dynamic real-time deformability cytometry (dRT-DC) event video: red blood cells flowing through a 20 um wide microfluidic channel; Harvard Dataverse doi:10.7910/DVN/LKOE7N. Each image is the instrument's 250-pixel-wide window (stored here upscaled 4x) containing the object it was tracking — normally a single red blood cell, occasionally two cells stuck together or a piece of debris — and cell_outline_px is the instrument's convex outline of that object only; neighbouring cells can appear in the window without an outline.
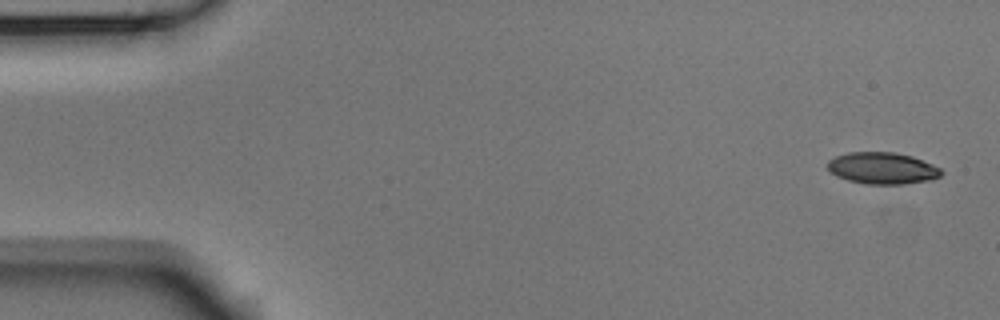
{"species": "Egyptian fruit bat (a non-hibernating species)", "species_latin": "Rousettus aegyptiacus", "temperature_condition": "room temperature", "stored_images_in_passage": 13, "camera_frame_rate_fps": 3000, "um_per_image_px": 0.085, "animal": {"sex": "male"}, "frame": {"image": 1, "passage_image": 1, "time_ms": 0.0, "image_size_px": [1000, 320], "cell_outline_px": [[944, 172], [940, 176], [932, 180], [904, 184], [868, 184], [848, 180], [836, 176], [828, 168], [828, 160], [836, 156], [848, 152], [896, 152], [912, 156], [932, 164], [940, 168]], "centroid_in_image_um": [75.03, 14.29], "position_along_channel_um": 10.0, "area_um2": 21.04}}
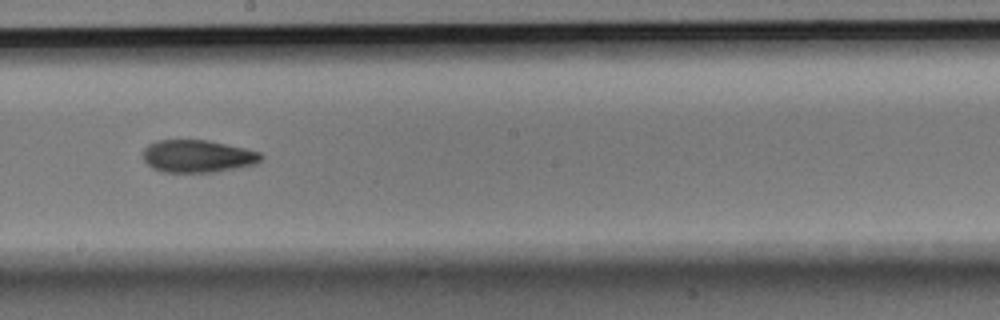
{"frame": {"image": 2, "passage_image": 8, "time_ms": 2.333, "image_size_px": [1000, 320], "cell_outline_px": [[264, 156], [256, 164], [216, 172], [164, 172], [152, 168], [144, 160], [144, 148], [148, 144], [156, 140], [208, 140], [244, 148], [260, 152]], "centroid_in_image_um": [16.8, 13.27], "position_along_channel_um": 231.4, "area_um2": 22.37}}
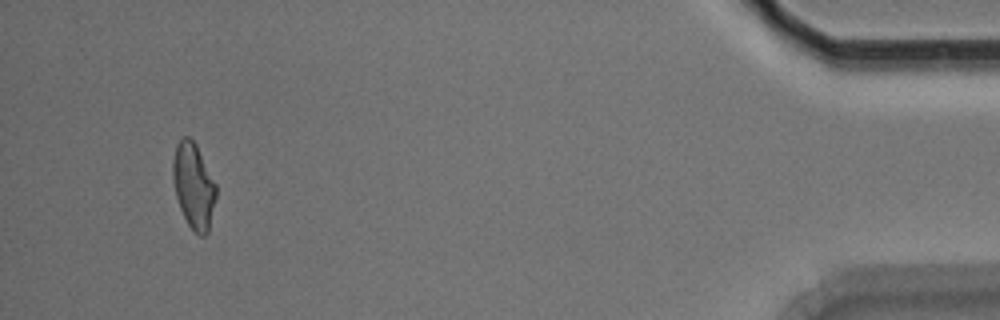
{"frame": {"image": 3, "passage_image": 13, "time_ms": 4.0, "image_size_px": [1000, 320], "cell_outline_px": [[216, 196], [208, 232], [204, 236], [200, 236], [188, 224], [180, 208], [176, 196], [172, 180], [172, 164], [176, 144], [184, 136], [188, 136], [196, 144], [216, 184]], "centroid_in_image_um": [16.44, 15.78], "position_along_channel_um": 418.8, "area_um2": 21.39}}